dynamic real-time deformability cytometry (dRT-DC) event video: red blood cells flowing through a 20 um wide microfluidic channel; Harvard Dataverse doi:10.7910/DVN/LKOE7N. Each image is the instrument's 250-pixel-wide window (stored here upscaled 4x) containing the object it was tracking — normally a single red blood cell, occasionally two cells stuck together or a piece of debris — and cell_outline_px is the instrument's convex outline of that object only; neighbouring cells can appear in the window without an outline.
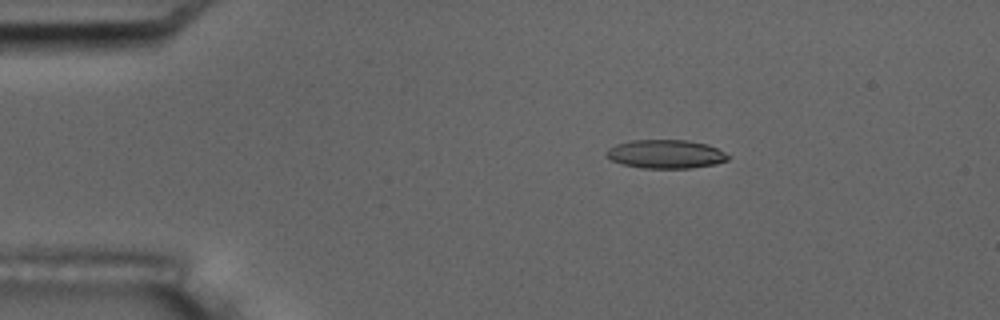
{"species": "common noctule bat (a hibernating species)", "species_latin": "Nyctalus noctula", "temperature_condition": "room temperature", "stored_images_in_passage": 5, "camera_frame_rate_fps": 3000, "um_per_image_px": 0.085, "animal": {"sex": "male", "body_mass_g": 17.5, "forearm_length_mm": 52.3}, "frame": {"image": 1, "passage_image": 3, "time_ms": 2.333, "image_size_px": [1000, 320], "cell_outline_px": [[732, 156], [728, 160], [716, 164], [692, 168], [640, 168], [624, 164], [612, 160], [604, 156], [604, 152], [608, 148], [616, 144], [632, 140], [688, 140], [708, 144]], "centroid_in_image_um": [56.59, 13.09], "position_along_channel_um": 28.4, "area_um2": 20.52}}